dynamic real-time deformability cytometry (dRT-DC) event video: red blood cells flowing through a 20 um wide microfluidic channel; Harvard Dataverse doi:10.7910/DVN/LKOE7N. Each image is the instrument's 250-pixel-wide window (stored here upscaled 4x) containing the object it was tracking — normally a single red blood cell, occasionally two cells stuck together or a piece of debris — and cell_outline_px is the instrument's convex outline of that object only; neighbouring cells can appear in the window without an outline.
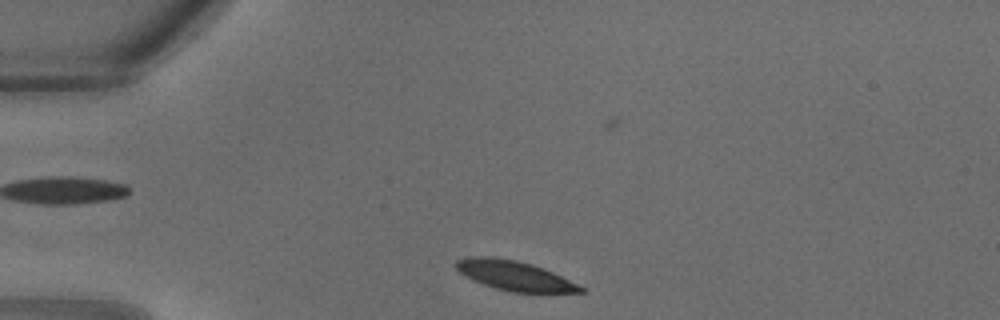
{"species": "common noctule bat (a hibernating species)", "species_latin": "Nyctalus noctula", "temperature_condition": "warm", "stored_images_in_passage": 26, "camera_frame_rate_fps": 3000, "um_per_image_px": 0.085, "animal": {"sex": "male", "body_mass_g": 18.8}, "frame": {"image": 1, "passage_image": 1, "time_ms": 0.0, "image_size_px": [1000, 320], "cell_outline_px": [[584, 292], [512, 292], [496, 288], [484, 284], [464, 276], [452, 264], [456, 260], [464, 256], [492, 256], [516, 260], [532, 264], [552, 272], [584, 288]], "centroid_in_image_um": [43.62, 23.4], "position_along_channel_um": 41.4, "area_um2": 21.33}}
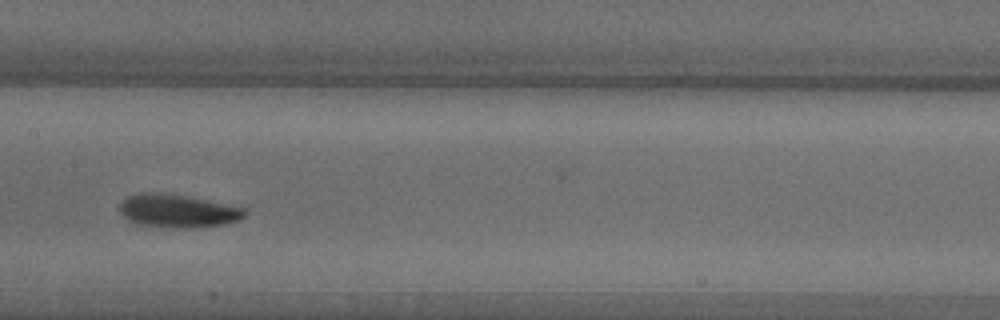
{"frame": {"image": 2, "passage_image": 10, "time_ms": 3.0, "image_size_px": [1000, 320], "cell_outline_px": [[248, 212], [240, 220], [224, 224], [188, 228], [172, 228], [136, 224], [128, 220], [120, 212], [120, 204], [128, 196], [148, 192], [152, 192], [184, 196], [244, 208]], "centroid_in_image_um": [15.09, 17.95], "position_along_channel_um": 192.3, "area_um2": 23.76}}
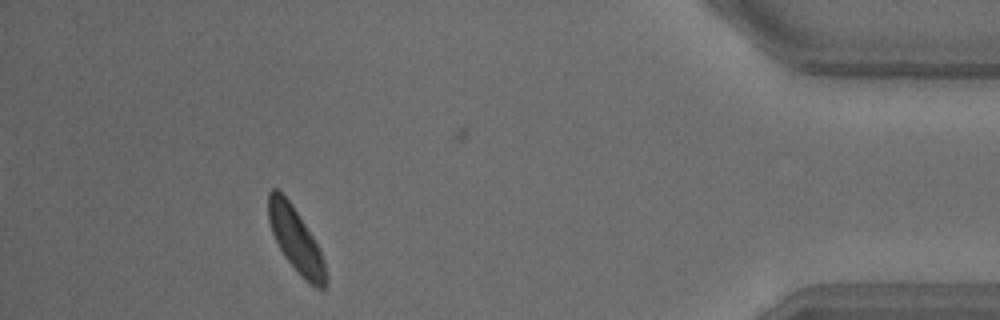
{"frame": {"image": 3, "passage_image": 23, "time_ms": 7.333, "image_size_px": [1000, 320], "cell_outline_px": [[328, 276], [324, 288], [316, 288], [284, 256], [272, 232], [268, 220], [268, 192], [272, 188], [276, 188], [292, 204], [320, 248]], "centroid_in_image_um": [25.14, 20.34], "position_along_channel_um": 410.1, "area_um2": 20.92}}